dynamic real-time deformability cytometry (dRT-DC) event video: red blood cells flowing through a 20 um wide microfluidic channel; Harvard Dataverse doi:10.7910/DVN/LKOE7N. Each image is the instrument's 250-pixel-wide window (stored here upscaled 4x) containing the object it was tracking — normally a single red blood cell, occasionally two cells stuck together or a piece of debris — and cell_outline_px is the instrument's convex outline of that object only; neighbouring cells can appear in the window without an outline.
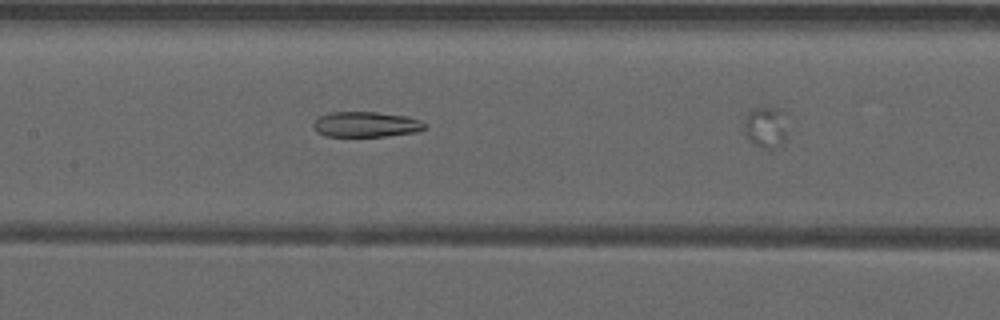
{"species": "common noctule bat (a hibernating species)", "species_latin": "Nyctalus noctula", "temperature_condition": "warm", "stored_images_in_passage": 14, "camera_frame_rate_fps": 3000, "um_per_image_px": 0.085, "animal": {"sex": "male", "forearm_length_mm": 52.5}, "frame": {"image": 1, "passage_image": 11, "time_ms": 3.333, "image_size_px": [1000, 320], "cell_outline_px": [[424, 128], [420, 132], [384, 136], [328, 136], [316, 132], [312, 124], [320, 116], [328, 112], [376, 112], [408, 116], [420, 120], [424, 124]], "centroid_in_image_um": [31.11, 10.57], "position_along_channel_um": 176.3, "area_um2": 16.47}}